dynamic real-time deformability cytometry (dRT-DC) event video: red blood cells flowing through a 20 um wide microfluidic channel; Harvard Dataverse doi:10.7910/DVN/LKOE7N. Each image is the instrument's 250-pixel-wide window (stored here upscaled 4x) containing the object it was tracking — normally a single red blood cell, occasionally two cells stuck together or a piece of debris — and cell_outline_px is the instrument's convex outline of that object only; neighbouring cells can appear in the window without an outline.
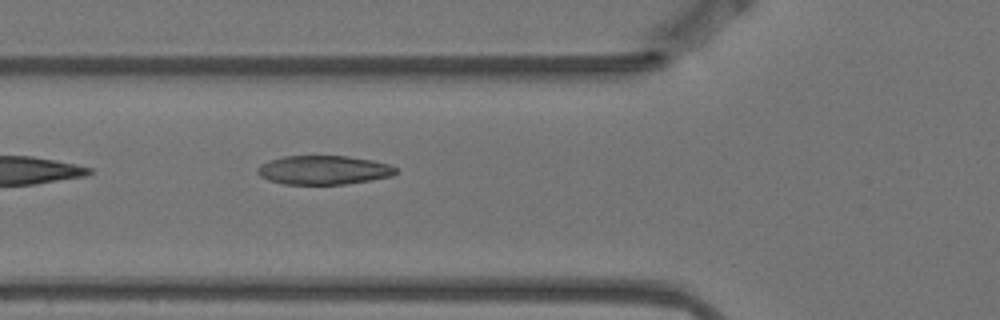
{"species": "Egyptian fruit bat (a non-hibernating species)", "species_latin": "Rousettus aegyptiacus", "temperature_condition": "warm", "stored_images_in_passage": 2, "camera_frame_rate_fps": 3000, "um_per_image_px": 0.085, "animal": {"sex": "female"}, "frame": {"image": 1, "passage_image": 2, "time_ms": 0.333, "image_size_px": [1000, 320], "cell_outline_px": [[396, 172], [392, 176], [372, 180], [344, 184], [284, 184], [268, 180], [260, 176], [256, 172], [256, 168], [260, 164], [268, 160], [284, 156], [348, 156], [372, 160], [388, 164], [396, 168]], "centroid_in_image_um": [27.47, 14.45], "position_along_channel_um": 98.3, "area_um2": 23.41}}